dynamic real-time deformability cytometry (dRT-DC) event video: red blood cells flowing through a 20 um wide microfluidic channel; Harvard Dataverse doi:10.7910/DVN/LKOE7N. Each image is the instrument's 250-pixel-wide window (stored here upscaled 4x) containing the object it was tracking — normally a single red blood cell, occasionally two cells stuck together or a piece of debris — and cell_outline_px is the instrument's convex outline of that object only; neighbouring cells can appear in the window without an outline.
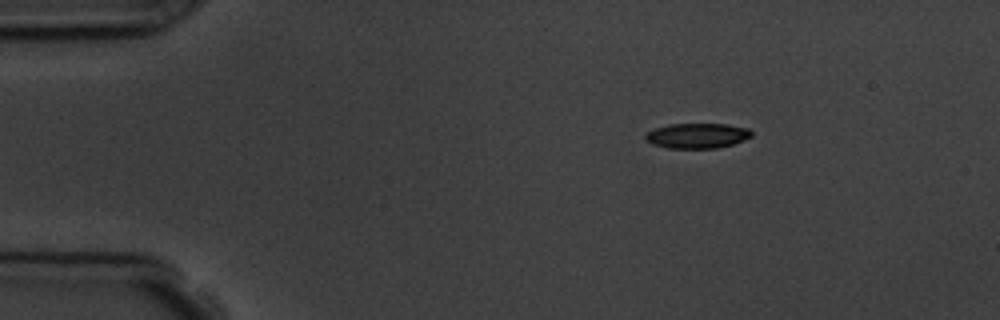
{"species": "common noctule bat (a hibernating species)", "species_latin": "Nyctalus noctula", "temperature_condition": "room temperature", "stored_images_in_passage": 5, "camera_frame_rate_fps": 3000, "um_per_image_px": 0.085, "animal": {"sex": "male", "body_mass_g": 19.5, "forearm_length_mm": 54.6}, "frame": {"image": 1, "passage_image": 2, "time_ms": 1.667, "image_size_px": [1000, 320], "cell_outline_px": [[752, 136], [744, 140], [732, 144], [716, 148], [668, 148], [652, 144], [644, 140], [644, 136], [648, 132], [656, 128], [668, 124], [728, 124], [748, 128], [752, 132]], "centroid_in_image_um": [59.25, 11.53], "position_along_channel_um": 25.7, "area_um2": 15.55}}